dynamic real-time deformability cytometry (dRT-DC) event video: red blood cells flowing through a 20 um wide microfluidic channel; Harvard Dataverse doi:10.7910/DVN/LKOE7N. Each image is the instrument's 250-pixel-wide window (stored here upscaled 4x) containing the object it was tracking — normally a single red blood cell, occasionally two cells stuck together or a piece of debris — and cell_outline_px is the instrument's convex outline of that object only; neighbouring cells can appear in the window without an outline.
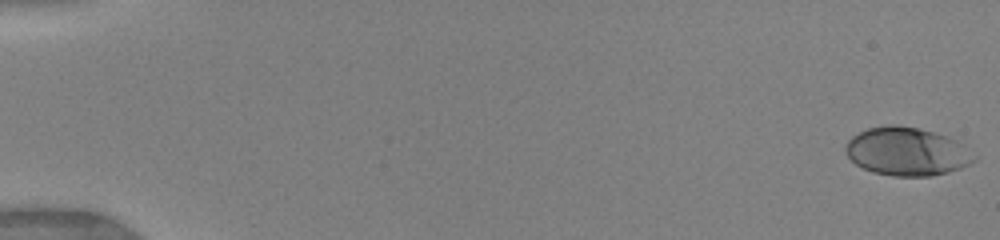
{"species": "human", "species_latin": "Homo sapiens", "temperature_condition": "warm", "stored_images_in_passage": 32, "camera_frame_rate_fps": 3000, "um_per_image_px": 0.085, "donor": {"sex": "female"}, "frame": {"image": 1, "passage_image": 1, "time_ms": 0.0, "image_size_px": [1000, 240], "cell_outline_px": [[976, 160], [960, 168], [948, 172], [932, 176], [892, 176], [872, 172], [856, 164], [844, 152], [844, 148], [848, 140], [852, 136], [868, 128], [888, 124], [896, 124], [916, 128], [948, 136], [956, 140], [976, 156]], "centroid_in_image_um": [77.06, 12.88], "position_along_channel_um": 7.9, "area_um2": 36.07}}
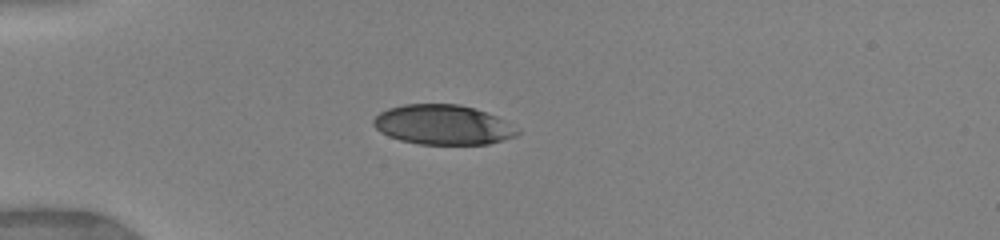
{"frame": {"image": 2, "passage_image": 23, "time_ms": 4.667, "image_size_px": [1000, 240], "cell_outline_px": [[520, 132], [516, 136], [504, 140], [488, 144], [420, 144], [400, 140], [388, 136], [380, 132], [372, 124], [372, 120], [380, 112], [388, 108], [404, 104], [460, 104], [476, 108], [496, 116], [520, 128]], "centroid_in_image_um": [37.67, 10.6], "position_along_channel_um": 47.3, "area_um2": 33.64}}